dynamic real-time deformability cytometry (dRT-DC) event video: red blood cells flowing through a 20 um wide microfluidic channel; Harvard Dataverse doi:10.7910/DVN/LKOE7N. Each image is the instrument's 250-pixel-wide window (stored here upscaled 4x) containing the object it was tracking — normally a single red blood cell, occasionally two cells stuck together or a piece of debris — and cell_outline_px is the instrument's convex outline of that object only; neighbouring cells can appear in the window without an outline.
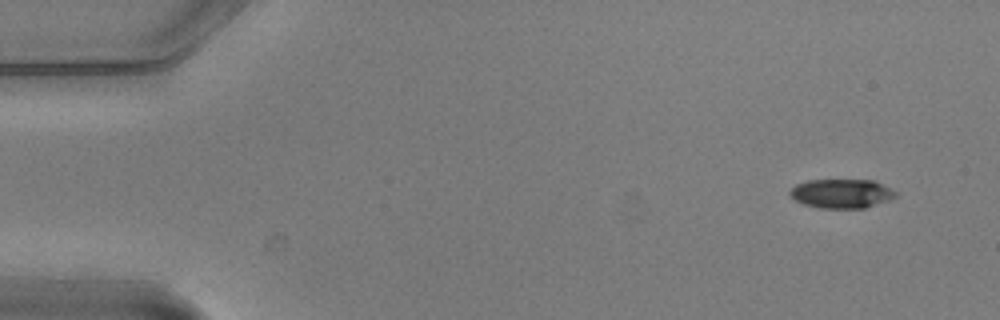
{"species": "common noctule bat (a hibernating species)", "species_latin": "Nyctalus noctula", "temperature_condition": "warm", "stored_images_in_passage": 4, "camera_frame_rate_fps": 3000, "um_per_image_px": 0.085, "animal": {"sex": "male", "body_mass_g": 20.5, "forearm_length_mm": 52.5}, "frame": {"image": 1, "passage_image": 1, "time_ms": 0.0, "image_size_px": [1000, 320], "cell_outline_px": [[896, 196], [888, 200], [864, 208], [820, 208], [804, 204], [796, 200], [788, 192], [796, 184], [808, 180], [876, 180], [892, 188], [896, 192]], "centroid_in_image_um": [71.56, 16.44], "position_along_channel_um": 13.4, "area_um2": 17.92}}